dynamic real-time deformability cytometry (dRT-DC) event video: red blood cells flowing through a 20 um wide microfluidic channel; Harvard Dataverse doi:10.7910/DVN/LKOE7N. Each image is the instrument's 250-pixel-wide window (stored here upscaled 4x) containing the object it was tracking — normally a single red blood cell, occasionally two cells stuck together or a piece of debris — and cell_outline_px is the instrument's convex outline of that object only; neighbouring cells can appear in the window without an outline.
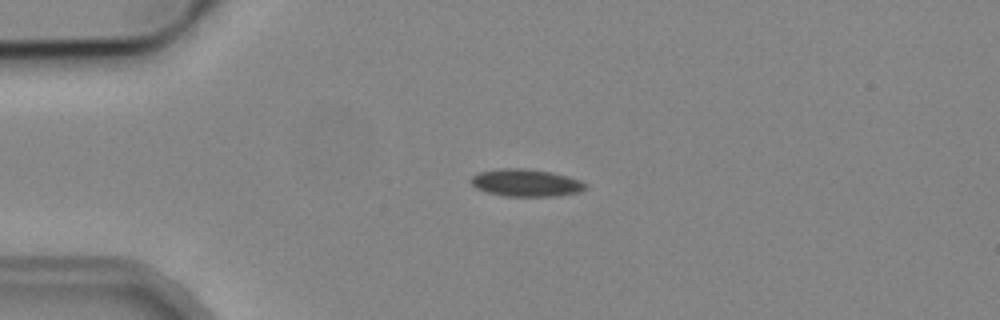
{"species": "common noctule bat (a hibernating species)", "species_latin": "Nyctalus noctula", "temperature_condition": "cold", "stored_images_in_passage": 3, "camera_frame_rate_fps": 3000, "um_per_image_px": 0.085, "animal": {"sex": "male", "body_mass_g": 19.2, "forearm_length_mm": 51.8}, "frame": {"image": 1, "passage_image": 1, "time_ms": 0.0, "image_size_px": [1000, 320], "cell_outline_px": [[588, 188], [580, 192], [556, 196], [504, 196], [488, 192], [476, 188], [468, 180], [472, 176], [480, 172], [500, 168], [524, 168], [552, 172], [568, 176], [580, 180], [588, 184]], "centroid_in_image_um": [44.74, 15.53], "position_along_channel_um": 40.3, "area_um2": 18.44}}